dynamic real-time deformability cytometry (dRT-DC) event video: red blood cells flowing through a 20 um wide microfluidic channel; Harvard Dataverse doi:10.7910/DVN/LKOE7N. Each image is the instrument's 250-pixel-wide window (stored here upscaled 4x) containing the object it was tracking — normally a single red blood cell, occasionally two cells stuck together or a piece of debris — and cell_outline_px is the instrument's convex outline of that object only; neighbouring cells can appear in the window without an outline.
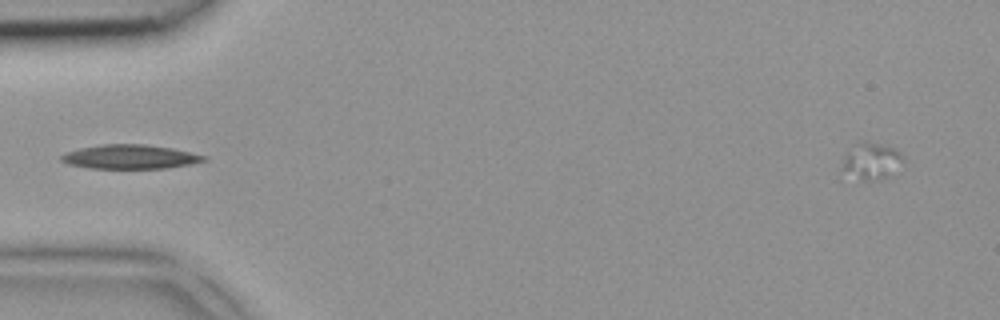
{"species": "common noctule bat (a hibernating species)", "species_latin": "Nyctalus noctula", "temperature_condition": "room temperature", "stored_images_in_passage": 2, "camera_frame_rate_fps": 3000, "um_per_image_px": 0.085, "animal": {"sex": "female", "body_mass_g": 18.4}, "frame": {"image": 1, "passage_image": 1, "time_ms": 0.0, "image_size_px": [1000, 320], "cell_outline_px": [[208, 160], [168, 168], [88, 168], [68, 164], [60, 160], [60, 156], [64, 152], [80, 148], [104, 144], [144, 144], [172, 148], [208, 156]], "centroid_in_image_um": [11.04, 13.32], "position_along_channel_um": 74.0, "area_um2": 20.06}}